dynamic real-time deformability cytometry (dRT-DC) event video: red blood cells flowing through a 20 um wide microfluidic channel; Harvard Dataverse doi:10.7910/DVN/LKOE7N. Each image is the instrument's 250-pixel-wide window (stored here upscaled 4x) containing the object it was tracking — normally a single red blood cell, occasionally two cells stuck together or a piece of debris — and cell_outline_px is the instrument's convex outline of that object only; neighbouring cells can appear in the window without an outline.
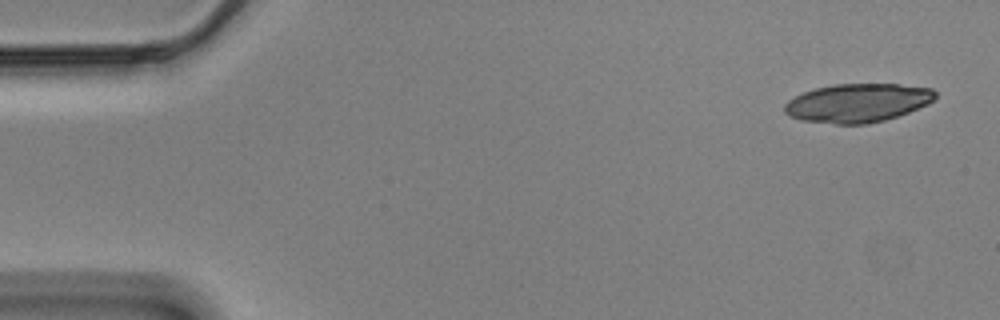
{"species": "Egyptian fruit bat (a non-hibernating species)", "species_latin": "Rousettus aegyptiacus", "temperature_condition": "cold", "stored_images_in_passage": 54, "camera_frame_rate_fps": 3000, "um_per_image_px": 0.085, "animal": {"sex": "male"}, "frame": {"image": 1, "passage_image": 1, "time_ms": 0.0, "image_size_px": [1000, 320], "cell_outline_px": [[936, 96], [928, 104], [908, 112], [884, 120], [868, 124], [836, 124], [800, 120], [788, 116], [784, 112], [784, 104], [788, 100], [804, 92], [816, 88], [832, 84], [896, 84], [932, 88], [936, 92]], "centroid_in_image_um": [72.87, 8.75], "position_along_channel_um": 12.1, "area_um2": 33.93}}